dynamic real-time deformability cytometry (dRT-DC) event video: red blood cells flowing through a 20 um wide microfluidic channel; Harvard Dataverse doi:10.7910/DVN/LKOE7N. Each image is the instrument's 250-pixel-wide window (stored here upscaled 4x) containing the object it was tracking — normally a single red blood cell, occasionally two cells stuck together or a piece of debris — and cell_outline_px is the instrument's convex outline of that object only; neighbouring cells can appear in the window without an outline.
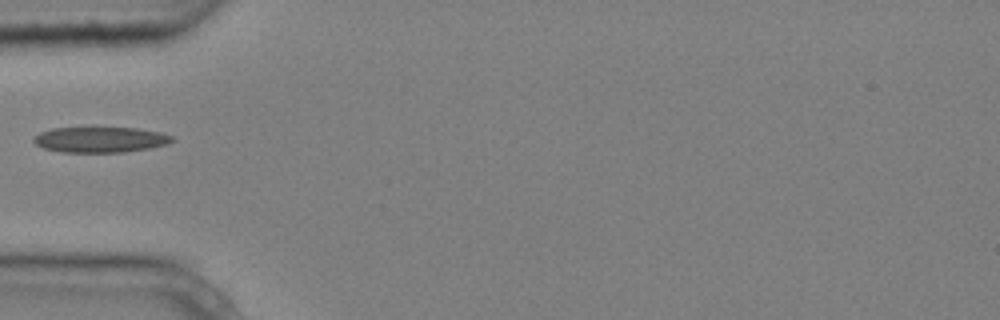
{"species": "common noctule bat (a hibernating species)", "species_latin": "Nyctalus noctula", "temperature_condition": "cold", "stored_images_in_passage": 5, "camera_frame_rate_fps": 3000, "um_per_image_px": 0.085, "animal": {"sex": "male", "body_mass_g": 20.4}, "frame": {"image": 1, "passage_image": 5, "time_ms": 1.333, "image_size_px": [1000, 320], "cell_outline_px": [[176, 140], [168, 144], [148, 148], [124, 152], [60, 152], [44, 148], [36, 144], [32, 140], [40, 132], [52, 128], [92, 124], [96, 124], [136, 128], [160, 132], [172, 136]], "centroid_in_image_um": [8.51, 11.81], "position_along_channel_um": 76.5, "area_um2": 21.79}}